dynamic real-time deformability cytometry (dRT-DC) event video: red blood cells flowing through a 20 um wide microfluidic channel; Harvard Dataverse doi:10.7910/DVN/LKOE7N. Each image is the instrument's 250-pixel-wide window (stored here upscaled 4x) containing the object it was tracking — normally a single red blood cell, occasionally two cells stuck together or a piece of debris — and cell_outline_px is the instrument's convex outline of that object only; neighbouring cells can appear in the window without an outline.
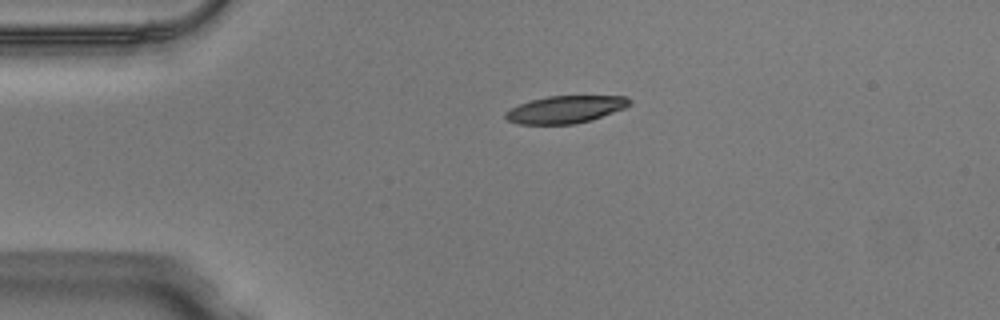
{"species": "Egyptian fruit bat (a non-hibernating species)", "species_latin": "Rousettus aegyptiacus", "temperature_condition": "warm", "stored_images_in_passage": 39, "camera_frame_rate_fps": 3000, "um_per_image_px": 0.085, "animal": {"sex": "male"}, "frame": {"image": 1, "passage_image": 1, "time_ms": 0.0, "image_size_px": [1000, 320], "cell_outline_px": [[632, 104], [624, 108], [588, 120], [572, 124], [520, 124], [508, 120], [504, 116], [504, 112], [520, 104], [532, 100], [548, 96], [628, 96], [632, 100]], "centroid_in_image_um": [48.07, 9.29], "position_along_channel_um": 36.9, "area_um2": 19.48}}
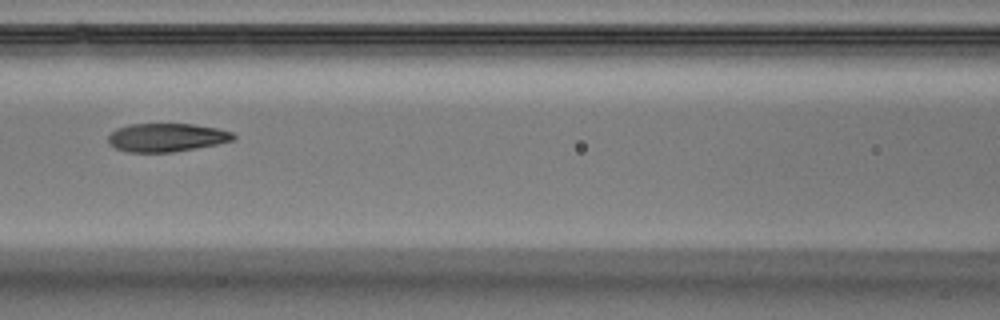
{"frame": {"image": 2, "passage_image": 12, "time_ms": 3.667, "image_size_px": [1000, 320], "cell_outline_px": [[236, 140], [196, 148], [172, 152], [128, 152], [116, 148], [108, 144], [108, 136], [116, 128], [128, 124], [192, 124], [216, 128], [232, 132], [236, 136]], "centroid_in_image_um": [14.15, 11.68], "position_along_channel_um": 152.5, "area_um2": 20.75}}
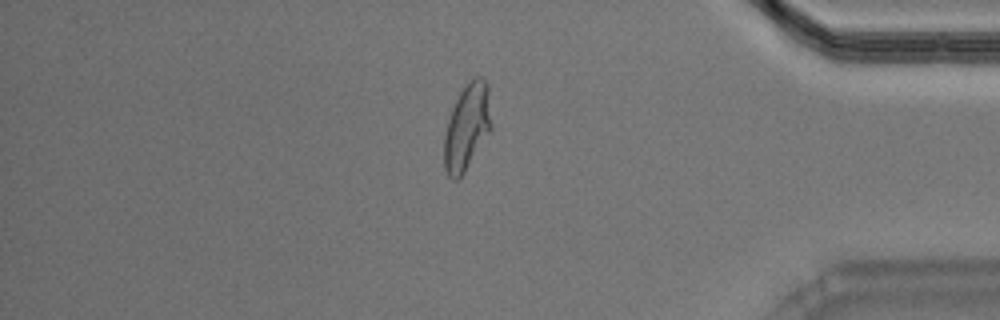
{"frame": {"image": 3, "passage_image": 32, "time_ms": 10.333, "image_size_px": [1000, 320], "cell_outline_px": [[492, 128], [464, 172], [456, 180], [452, 180], [448, 176], [444, 168], [444, 136], [448, 120], [452, 108], [460, 92], [476, 76], [484, 76], [488, 84], [492, 124]], "centroid_in_image_um": [39.7, 10.79], "position_along_channel_um": 395.5, "area_um2": 23.64}, "authors_computed_cell_mechanics": {"area_um2": 21.8484, "velocity_mm_per_s": 4.0916, "shape_relaxation_time_tau1_ms": 9.9879, "shape_relaxation_time_tau2_ms": 1.2466, "deformation_change_tau1": 0.2839, "deformation_change_tau2": 0.0773}}